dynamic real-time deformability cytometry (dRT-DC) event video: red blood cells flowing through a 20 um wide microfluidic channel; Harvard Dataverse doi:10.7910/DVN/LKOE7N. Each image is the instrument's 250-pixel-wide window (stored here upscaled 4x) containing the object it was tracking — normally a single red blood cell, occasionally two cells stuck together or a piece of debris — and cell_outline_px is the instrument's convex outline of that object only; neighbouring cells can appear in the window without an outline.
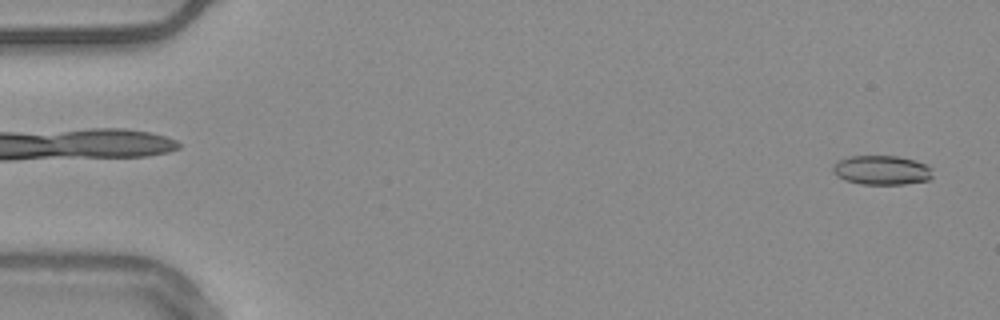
{"species": "common noctule bat (a hibernating species)", "species_latin": "Nyctalus noctula", "temperature_condition": "warm", "stored_images_in_passage": 54, "camera_frame_rate_fps": 3000, "um_per_image_px": 0.085, "animal": {"sex": "male", "body_mass_g": 20.4}, "frame": {"image": 1, "passage_image": 2, "time_ms": 0.333, "image_size_px": [1000, 320], "cell_outline_px": [[932, 176], [928, 180], [904, 184], [860, 184], [844, 180], [836, 176], [832, 172], [832, 168], [836, 160], [852, 156], [900, 156], [916, 160], [932, 168]], "centroid_in_image_um": [74.91, 14.46], "position_along_channel_um": 10.1, "area_um2": 17.22}}
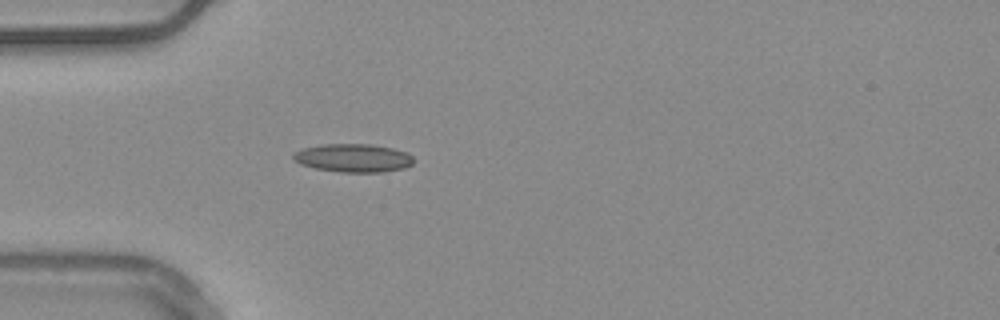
{"frame": {"image": 2, "passage_image": 16, "time_ms": 5.0, "image_size_px": [1000, 320], "cell_outline_px": [[416, 160], [412, 164], [404, 168], [384, 172], [340, 172], [316, 168], [300, 164], [292, 160], [292, 156], [296, 152], [304, 148], [324, 144], [368, 144], [392, 148], [408, 152]], "centroid_in_image_um": [30.06, 13.43], "position_along_channel_um": 54.9, "area_um2": 19.88}}
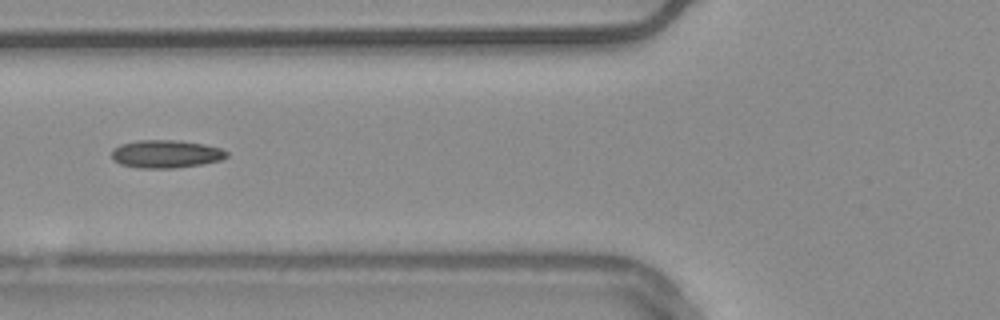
{"frame": {"image": 3, "passage_image": 21, "time_ms": 6.667, "image_size_px": [1000, 320], "cell_outline_px": [[228, 156], [220, 160], [200, 164], [172, 168], [140, 168], [120, 164], [112, 156], [112, 148], [120, 144], [140, 140], [180, 140], [204, 144], [220, 148], [228, 152]], "centroid_in_image_um": [14.1, 13.07], "position_along_channel_um": 111.7, "area_um2": 18.61}, "authors_computed_cell_mechanics": {"area_um2": 17.5134, "velocity_mm_per_s": 3.7895, "shape_relaxation_time_tau1_ms": null, "shape_relaxation_time_tau2_ms": 3.7046, "deformation_change_tau1": null, "deformation_change_tau2": 0.1245}}